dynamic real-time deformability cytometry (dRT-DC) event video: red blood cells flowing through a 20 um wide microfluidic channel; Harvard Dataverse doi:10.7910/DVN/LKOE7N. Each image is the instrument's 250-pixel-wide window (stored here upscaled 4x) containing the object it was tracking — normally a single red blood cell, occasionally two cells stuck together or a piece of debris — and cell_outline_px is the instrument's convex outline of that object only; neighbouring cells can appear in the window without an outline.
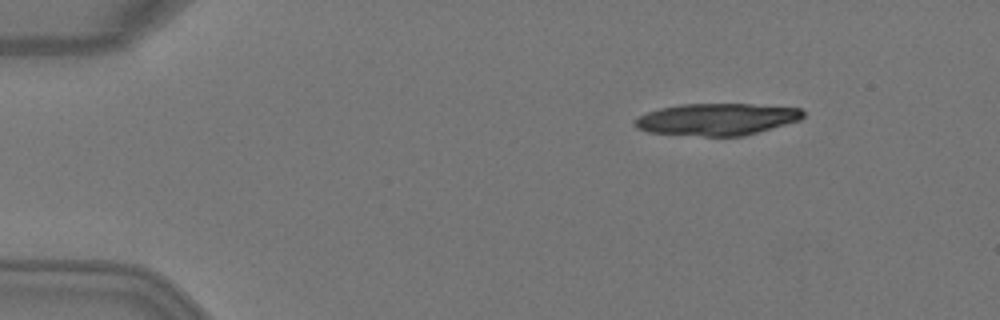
{"species": "Egyptian fruit bat (a non-hibernating species)", "species_latin": "Rousettus aegyptiacus", "temperature_condition": "warm", "stored_images_in_passage": 5, "camera_frame_rate_fps": 3000, "um_per_image_px": 0.085, "animal": {"sex": "female"}, "frame": {"image": 1, "passage_image": 1, "time_ms": 0.0, "image_size_px": [1000, 320], "cell_outline_px": [[804, 116], [800, 120], [744, 136], [704, 136], [648, 132], [636, 128], [632, 124], [640, 116], [648, 112], [660, 108], [680, 104], [752, 104], [800, 108], [804, 112]], "centroid_in_image_um": [60.93, 10.14], "position_along_channel_um": 24.1, "area_um2": 31.21}}
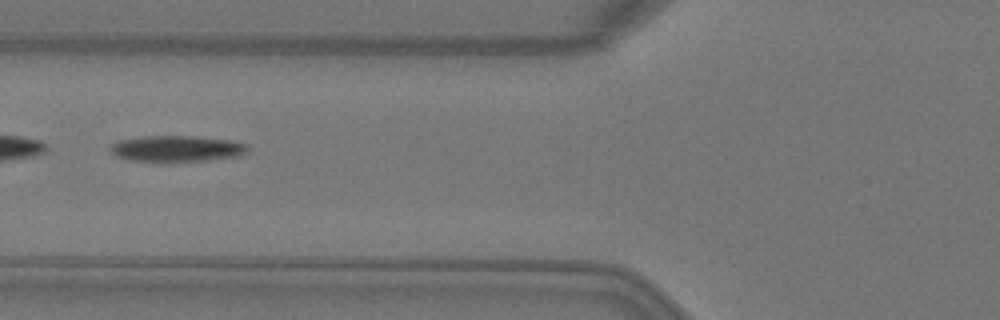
{"frame": {"image": 2, "passage_image": 4, "time_ms": 1.0, "image_size_px": [1000, 320], "cell_outline_px": [[248, 152], [240, 156], [208, 160], [128, 160], [116, 156], [108, 148], [112, 144], [120, 140], [144, 136], [196, 136], [228, 140], [248, 144]], "centroid_in_image_um": [15.05, 12.61], "position_along_channel_um": 110.7, "area_um2": 20.52}}